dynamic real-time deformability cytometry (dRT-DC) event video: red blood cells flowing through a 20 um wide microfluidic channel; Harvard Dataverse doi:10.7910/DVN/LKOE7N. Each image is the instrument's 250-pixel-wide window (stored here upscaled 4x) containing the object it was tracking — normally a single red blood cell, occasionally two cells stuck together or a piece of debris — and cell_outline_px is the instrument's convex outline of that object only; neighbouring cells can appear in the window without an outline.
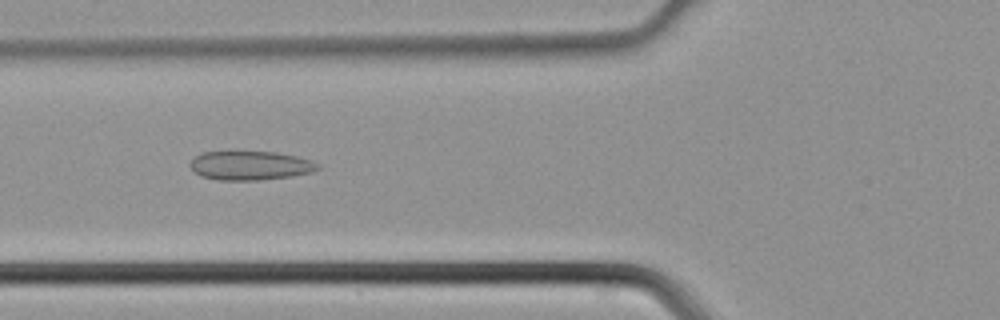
{"species": "common noctule bat (a hibernating species)", "species_latin": "Nyctalus noctula", "temperature_condition": "cold", "stored_images_in_passage": 43, "camera_frame_rate_fps": 3000, "um_per_image_px": 0.085, "animal": {"sex": "male", "body_mass_g": 21.5, "forearm_length_mm": 52.0}, "frame": {"image": 1, "passage_image": 16, "time_ms": 5.0, "image_size_px": [1000, 320], "cell_outline_px": [[320, 168], [312, 172], [292, 176], [260, 180], [216, 180], [200, 176], [192, 172], [188, 164], [196, 156], [204, 152], [276, 152], [296, 156], [312, 160], [320, 164]], "centroid_in_image_um": [21.26, 14.08], "position_along_channel_um": 104.5, "area_um2": 21.73}}
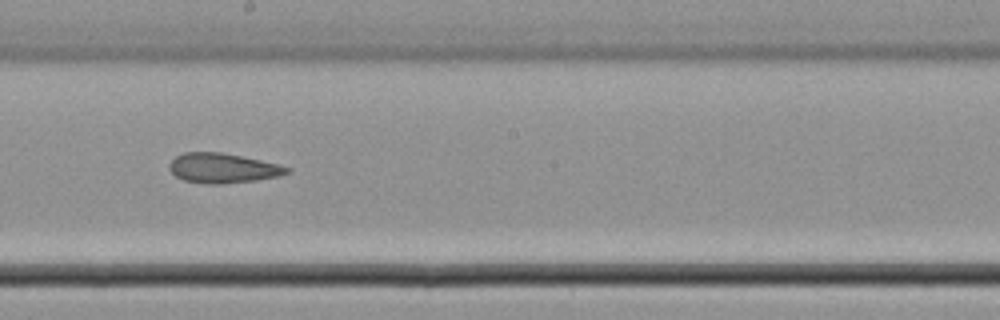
{"frame": {"image": 2, "passage_image": 24, "time_ms": 7.667, "image_size_px": [1000, 320], "cell_outline_px": [[292, 172], [276, 176], [256, 180], [220, 184], [208, 184], [184, 180], [176, 176], [168, 168], [168, 164], [176, 156], [184, 152], [220, 152], [260, 160], [292, 168]], "centroid_in_image_um": [18.92, 14.29], "position_along_channel_um": 229.3, "area_um2": 20.23}}
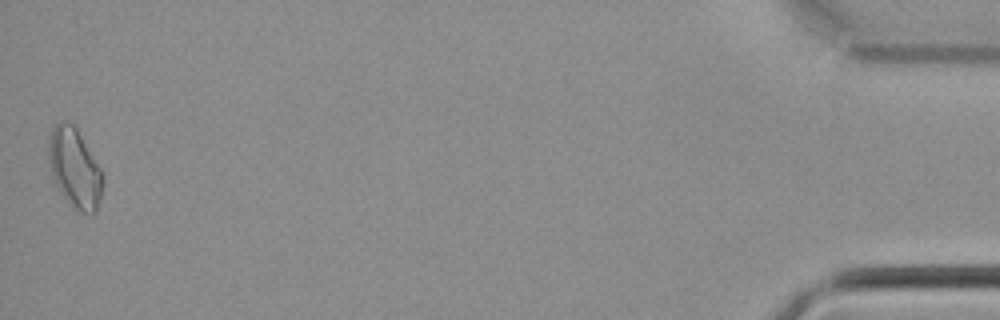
{"frame": {"image": 3, "passage_image": 43, "time_ms": 14.0, "image_size_px": [1000, 320], "cell_outline_px": [[104, 180], [96, 212], [76, 212], [68, 204], [60, 192], [52, 176], [48, 152], [48, 144], [52, 128], [60, 120], [72, 124], [76, 128], [100, 168]], "centroid_in_image_um": [6.33, 14.32], "position_along_channel_um": 428.9, "area_um2": 24.8}}